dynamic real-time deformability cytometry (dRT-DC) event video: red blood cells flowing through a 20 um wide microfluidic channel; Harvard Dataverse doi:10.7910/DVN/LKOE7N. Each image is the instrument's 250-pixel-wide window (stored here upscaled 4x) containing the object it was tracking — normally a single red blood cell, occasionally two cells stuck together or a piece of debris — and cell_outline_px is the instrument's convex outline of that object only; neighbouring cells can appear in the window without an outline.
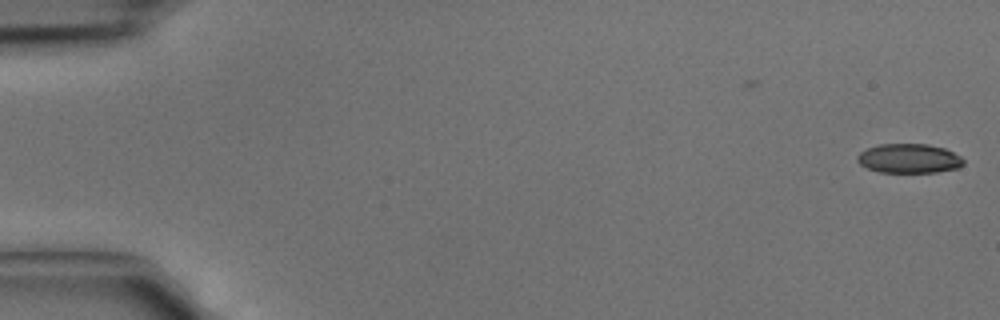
{"species": "common noctule bat (a hibernating species)", "species_latin": "Nyctalus noctula", "temperature_condition": "cold", "stored_images_in_passage": 40, "camera_frame_rate_fps": 3000, "um_per_image_px": 0.085, "animal": {"sex": "male", "body_mass_g": 15.6}, "frame": {"image": 1, "passage_image": 1, "time_ms": 0.0, "image_size_px": [1000, 320], "cell_outline_px": [[964, 164], [956, 168], [936, 172], [880, 172], [868, 168], [860, 164], [856, 160], [856, 156], [860, 152], [868, 148], [880, 144], [928, 144], [944, 148], [960, 156], [964, 160]], "centroid_in_image_um": [77.25, 13.46], "position_along_channel_um": 7.7, "area_um2": 18.03}}
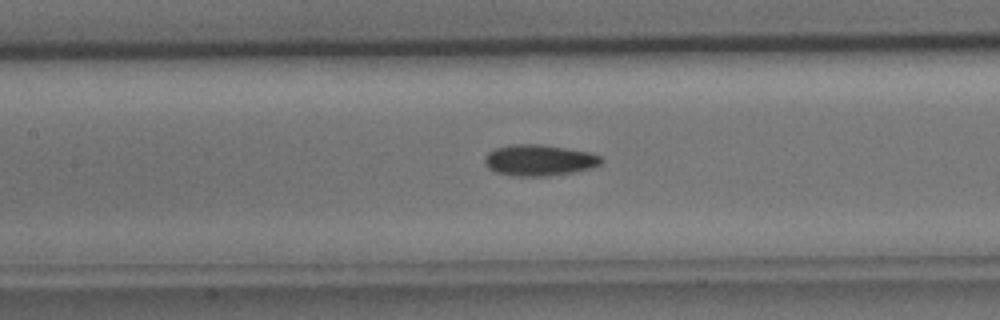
{"frame": {"image": 2, "passage_image": 20, "time_ms": 6.333, "image_size_px": [1000, 320], "cell_outline_px": [[604, 160], [600, 164], [592, 168], [572, 172], [548, 176], [512, 176], [496, 172], [488, 168], [484, 164], [484, 156], [488, 152], [496, 148], [512, 144], [544, 144], [588, 152], [600, 156]], "centroid_in_image_um": [45.8, 13.62], "position_along_channel_um": 161.6, "area_um2": 21.27}}
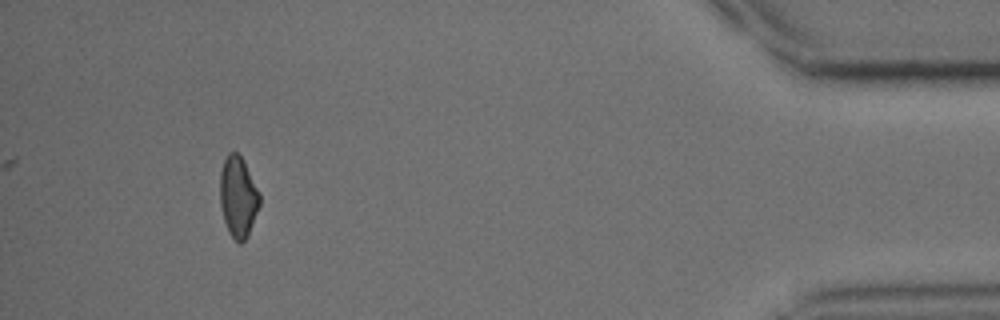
{"frame": {"image": 3, "passage_image": 40, "time_ms": 13.0, "image_size_px": [1000, 320], "cell_outline_px": [[260, 204], [248, 236], [240, 244], [228, 232], [224, 220], [220, 204], [220, 172], [224, 160], [228, 152], [236, 152], [240, 156], [260, 192]], "centroid_in_image_um": [20.23, 16.74], "position_along_channel_um": 415.0, "area_um2": 18.55}}